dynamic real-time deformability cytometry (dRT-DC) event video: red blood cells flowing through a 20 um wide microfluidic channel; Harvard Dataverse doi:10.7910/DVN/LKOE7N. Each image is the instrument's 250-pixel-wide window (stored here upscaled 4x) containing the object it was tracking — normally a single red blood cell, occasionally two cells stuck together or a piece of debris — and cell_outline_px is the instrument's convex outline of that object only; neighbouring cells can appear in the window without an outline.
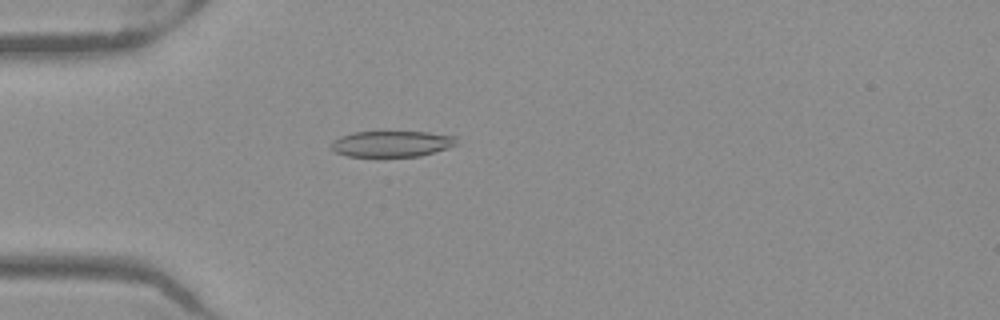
{"species": "Egyptian fruit bat (a non-hibernating species)", "species_latin": "Rousettus aegyptiacus", "temperature_condition": "warm", "stored_images_in_passage": 51, "camera_frame_rate_fps": 3000, "um_per_image_px": 0.085, "frame": {"image": 1, "passage_image": 15, "time_ms": 4.667, "image_size_px": [1000, 320], "cell_outline_px": [[460, 144], [448, 148], [420, 156], [384, 160], [376, 160], [348, 156], [336, 152], [332, 148], [332, 144], [340, 136], [352, 132], [428, 132], [456, 136]], "centroid_in_image_um": [33.33, 12.28], "position_along_channel_um": 51.7, "area_um2": 20.06}}
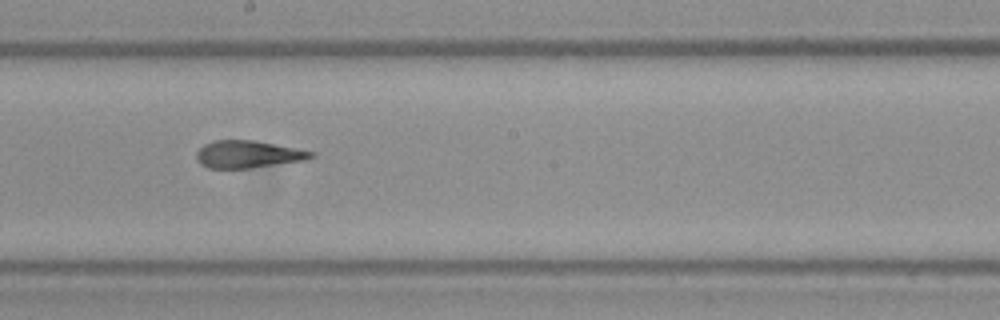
{"frame": {"image": 2, "passage_image": 29, "time_ms": 9.333, "image_size_px": [1000, 320], "cell_outline_px": [[316, 156], [304, 160], [248, 168], [208, 168], [200, 164], [196, 160], [196, 152], [204, 144], [216, 140], [252, 140], [296, 148], [316, 152]], "centroid_in_image_um": [21.06, 13.11], "position_along_channel_um": 227.1, "area_um2": 18.15}}
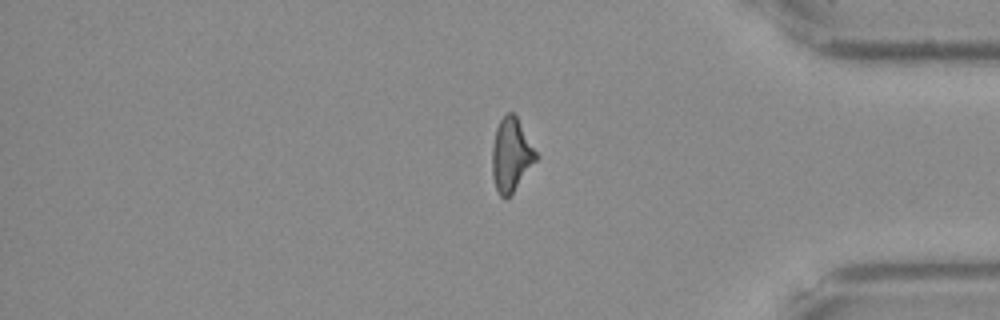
{"frame": {"image": 3, "passage_image": 43, "time_ms": 14.0, "image_size_px": [1000, 320], "cell_outline_px": [[540, 156], [512, 192], [504, 200], [500, 196], [496, 188], [492, 176], [492, 148], [496, 128], [500, 120], [508, 112], [512, 112], [516, 116]], "centroid_in_image_um": [43.45, 13.16], "position_along_channel_um": 391.7, "area_um2": 18.67}, "authors_computed_cell_mechanics": {"area_um2": 19.3052, "velocity_mm_per_s": 3.988, "shape_relaxation_time_tau1_ms": null, "shape_relaxation_time_tau2_ms": 1.834, "deformation_change_tau1": null, "deformation_change_tau2": 0.1155}}